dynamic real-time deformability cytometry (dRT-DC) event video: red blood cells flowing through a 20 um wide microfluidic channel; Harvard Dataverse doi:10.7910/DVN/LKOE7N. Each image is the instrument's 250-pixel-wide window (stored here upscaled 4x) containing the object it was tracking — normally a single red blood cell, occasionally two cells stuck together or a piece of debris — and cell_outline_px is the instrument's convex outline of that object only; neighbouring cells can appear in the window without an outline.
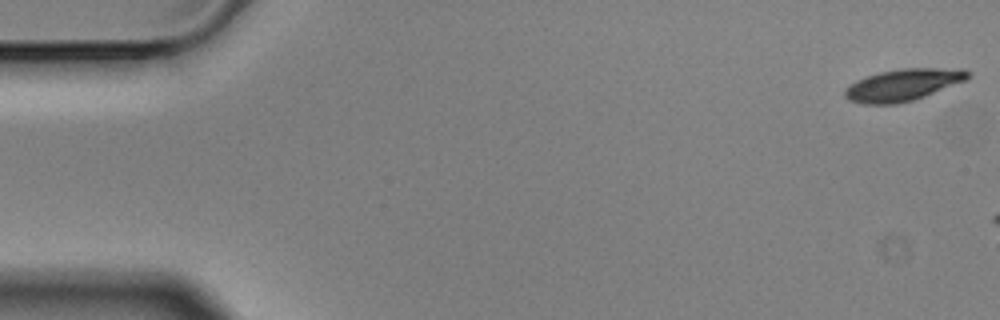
{"species": "Egyptian fruit bat (a non-hibernating species)", "species_latin": "Rousettus aegyptiacus", "temperature_condition": "cold", "stored_images_in_passage": 3, "camera_frame_rate_fps": 3000, "um_per_image_px": 0.085, "animal": {"sex": "male"}, "frame": {"image": 1, "passage_image": 1, "time_ms": 0.0, "image_size_px": [1000, 320], "cell_outline_px": [[972, 76], [968, 80], [924, 96], [912, 100], [896, 104], [864, 104], [848, 100], [844, 96], [844, 88], [856, 80], [880, 72], [904, 68], [964, 68], [972, 72]], "centroid_in_image_um": [76.81, 7.2], "position_along_channel_um": 8.2, "area_um2": 23.06}}